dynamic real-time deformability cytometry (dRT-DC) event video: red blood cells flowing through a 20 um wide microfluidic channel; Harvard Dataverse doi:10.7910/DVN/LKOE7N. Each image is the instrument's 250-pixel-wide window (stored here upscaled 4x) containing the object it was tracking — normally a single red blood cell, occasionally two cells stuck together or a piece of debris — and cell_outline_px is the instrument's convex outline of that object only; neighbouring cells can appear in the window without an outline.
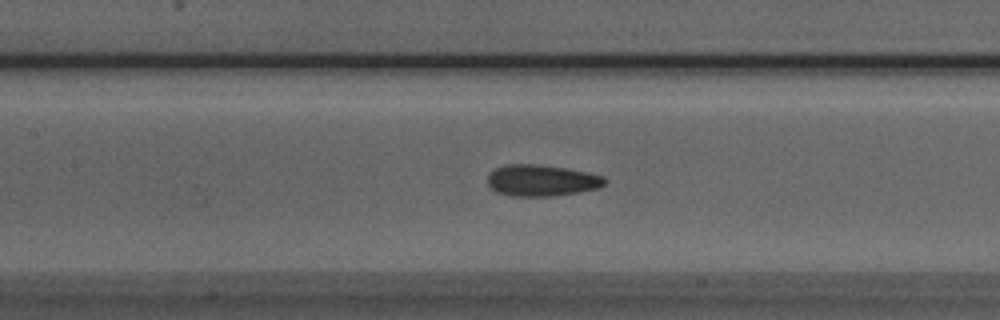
{"species": "Egyptian fruit bat (a non-hibernating species)", "species_latin": "Rousettus aegyptiacus", "temperature_condition": "room temperature", "stored_images_in_passage": 33, "camera_frame_rate_fps": 3000, "um_per_image_px": 0.085, "animal": {"sex": "male"}, "frame": {"image": 1, "passage_image": 15, "time_ms": 4.667, "image_size_px": [1000, 320], "cell_outline_px": [[608, 180], [604, 184], [596, 188], [580, 192], [552, 196], [512, 196], [496, 192], [488, 184], [488, 172], [504, 164], [532, 164], [564, 168], [604, 176]], "centroid_in_image_um": [46.0, 15.34], "position_along_channel_um": 161.4, "area_um2": 21.33}}
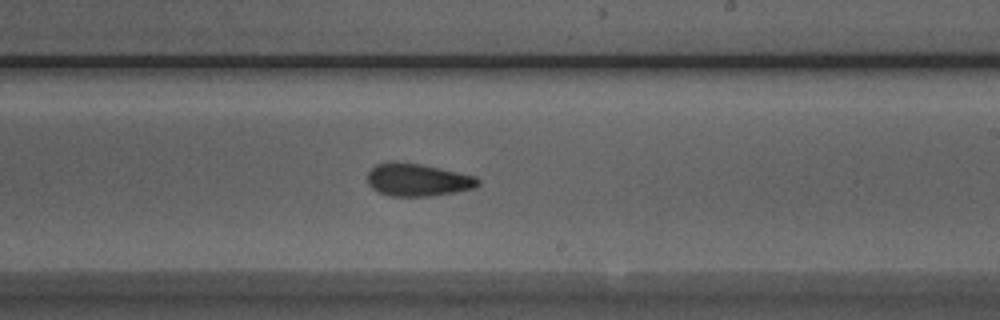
{"frame": {"image": 2, "passage_image": 22, "time_ms": 7.0, "image_size_px": [1000, 320], "cell_outline_px": [[480, 184], [476, 188], [456, 192], [432, 196], [392, 196], [376, 192], [368, 184], [368, 172], [376, 164], [388, 160], [396, 160], [420, 164], [440, 168], [476, 176], [480, 180]], "centroid_in_image_um": [35.49, 15.28], "position_along_channel_um": 253.5, "area_um2": 21.44}}
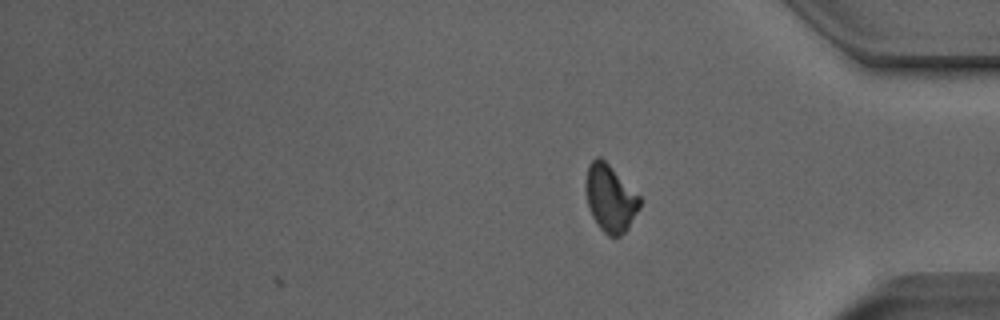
{"frame": {"image": 3, "passage_image": 33, "time_ms": 10.667, "image_size_px": [1000, 320], "cell_outline_px": [[640, 208], [628, 228], [620, 236], [608, 236], [600, 228], [592, 216], [588, 204], [584, 188], [584, 184], [588, 164], [596, 156], [600, 156], [640, 196]], "centroid_in_image_um": [51.85, 16.84], "position_along_channel_um": 383.4, "area_um2": 21.1}, "authors_computed_cell_mechanics": {"area_um2": 21.3282, "velocity_mm_per_s": 3.9582, "shape_relaxation_time_tau1_ms": 4.0396, "shape_relaxation_time_tau2_ms": 2.0229, "deformation_change_tau1": 0.1129, "deformation_change_tau2": 0.0695}}